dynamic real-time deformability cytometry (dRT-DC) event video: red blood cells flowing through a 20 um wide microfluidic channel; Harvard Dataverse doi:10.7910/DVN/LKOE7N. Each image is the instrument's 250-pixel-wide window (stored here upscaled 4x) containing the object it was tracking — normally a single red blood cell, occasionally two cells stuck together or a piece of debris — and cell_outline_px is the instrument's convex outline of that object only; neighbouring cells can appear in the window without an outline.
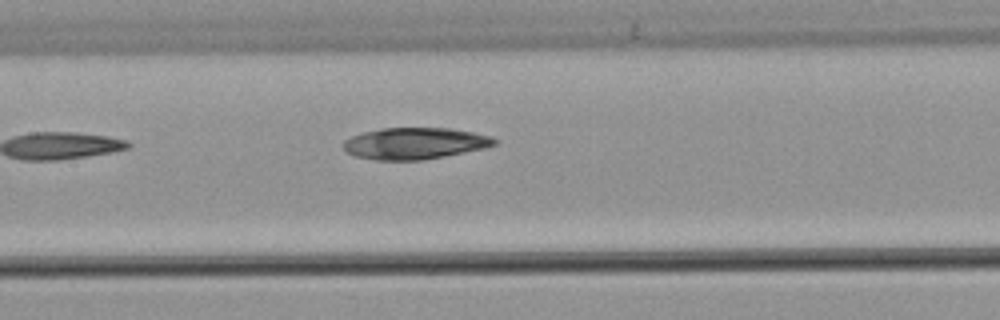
{"species": "common noctule bat (a hibernating species)", "species_latin": "Nyctalus noctula", "temperature_condition": "warm", "stored_images_in_passage": 7, "camera_frame_rate_fps": 3000, "um_per_image_px": 0.085, "animal": {"sex": "male", "body_mass_g": 21.5, "forearm_length_mm": 52.0}, "frame": {"image": 1, "passage_image": 7, "time_ms": 2.0, "image_size_px": [1000, 320], "cell_outline_px": [[500, 140], [496, 144], [484, 148], [420, 160], [376, 160], [356, 156], [348, 152], [344, 148], [344, 140], [352, 136], [364, 132], [380, 128], [448, 128], [472, 132], [492, 136]], "centroid_in_image_um": [35.27, 12.18], "position_along_channel_um": 172.1, "area_um2": 27.51}}